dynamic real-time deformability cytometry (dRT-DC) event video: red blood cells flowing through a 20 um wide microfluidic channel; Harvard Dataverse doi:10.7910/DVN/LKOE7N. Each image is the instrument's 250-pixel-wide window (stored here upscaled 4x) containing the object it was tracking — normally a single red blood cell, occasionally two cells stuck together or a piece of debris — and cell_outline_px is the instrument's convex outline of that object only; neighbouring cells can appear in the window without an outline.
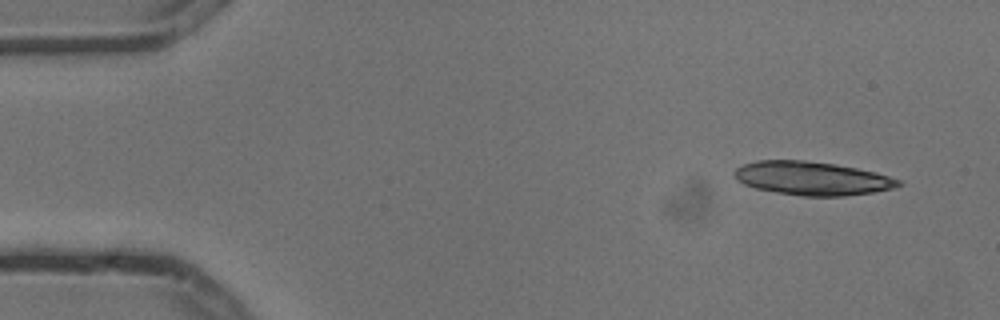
{"species": "common noctule bat (a hibernating species)", "species_latin": "Nyctalus noctula", "temperature_condition": "cold", "stored_images_in_passage": 4, "camera_frame_rate_fps": 3000, "um_per_image_px": 0.085, "animal": {"sex": "male", "body_mass_g": 13.3}, "frame": {"image": 1, "passage_image": 1, "time_ms": 0.0, "image_size_px": [1000, 320], "cell_outline_px": [[900, 184], [896, 188], [872, 192], [844, 196], [804, 196], [756, 188], [744, 184], [736, 180], [736, 168], [744, 164], [756, 160], [804, 160], [836, 164], [876, 172], [900, 180]], "centroid_in_image_um": [69.04, 15.15], "position_along_channel_um": 16.0, "area_um2": 31.79}}